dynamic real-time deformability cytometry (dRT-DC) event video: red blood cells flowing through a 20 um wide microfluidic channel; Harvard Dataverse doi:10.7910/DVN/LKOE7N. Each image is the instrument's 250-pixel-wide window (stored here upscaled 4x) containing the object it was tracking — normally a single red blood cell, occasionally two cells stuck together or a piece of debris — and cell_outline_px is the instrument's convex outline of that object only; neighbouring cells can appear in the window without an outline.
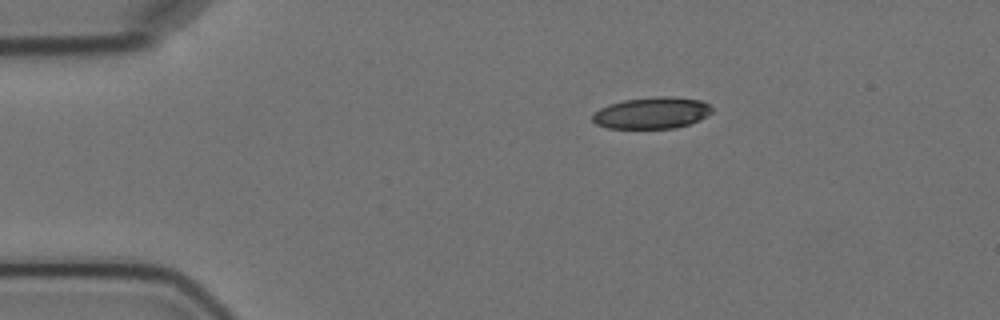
{"species": "Egyptian fruit bat (a non-hibernating species)", "species_latin": "Rousettus aegyptiacus", "temperature_condition": "cold", "stored_images_in_passage": 8, "camera_frame_rate_fps": 3000, "um_per_image_px": 0.085, "animal": {"sex": "female"}, "frame": {"image": 1, "passage_image": 1, "time_ms": 0.0, "image_size_px": [1000, 320], "cell_outline_px": [[712, 112], [708, 116], [700, 120], [676, 128], [608, 128], [596, 124], [592, 120], [592, 112], [608, 104], [624, 100], [656, 96], [672, 96], [700, 100], [708, 104], [712, 108]], "centroid_in_image_um": [55.4, 9.59], "position_along_channel_um": 29.6, "area_um2": 22.14}}
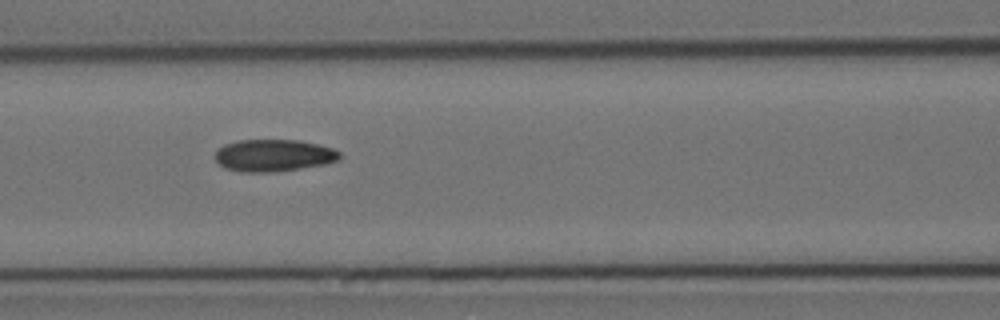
{"frame": {"image": 2, "passage_image": 5, "time_ms": 4.667, "image_size_px": [1000, 320], "cell_outline_px": [[340, 160], [324, 164], [276, 172], [240, 172], [224, 168], [216, 160], [216, 152], [224, 144], [240, 140], [300, 140], [332, 148], [340, 152]], "centroid_in_image_um": [23.26, 13.21], "position_along_channel_um": 143.3, "area_um2": 23.24}}
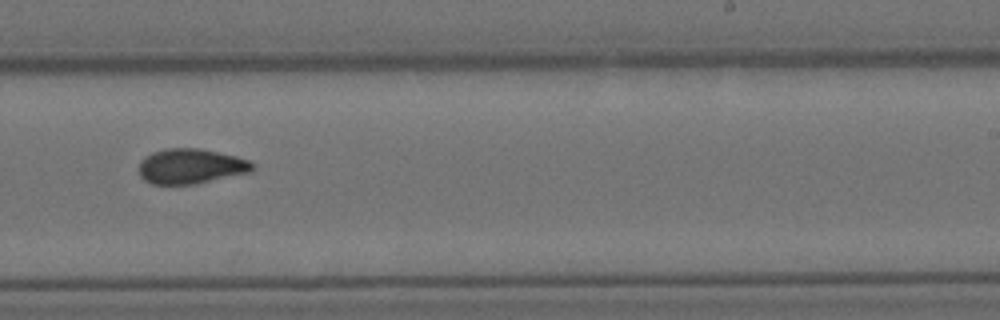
{"frame": {"image": 3, "passage_image": 8, "time_ms": 8.333, "image_size_px": [1000, 320], "cell_outline_px": [[252, 168], [248, 172], [196, 184], [152, 184], [144, 180], [140, 176], [140, 160], [144, 156], [152, 152], [164, 148], [200, 148], [236, 156], [248, 160], [252, 164]], "centroid_in_image_um": [16.16, 14.12], "position_along_channel_um": 272.8, "area_um2": 23.06}}